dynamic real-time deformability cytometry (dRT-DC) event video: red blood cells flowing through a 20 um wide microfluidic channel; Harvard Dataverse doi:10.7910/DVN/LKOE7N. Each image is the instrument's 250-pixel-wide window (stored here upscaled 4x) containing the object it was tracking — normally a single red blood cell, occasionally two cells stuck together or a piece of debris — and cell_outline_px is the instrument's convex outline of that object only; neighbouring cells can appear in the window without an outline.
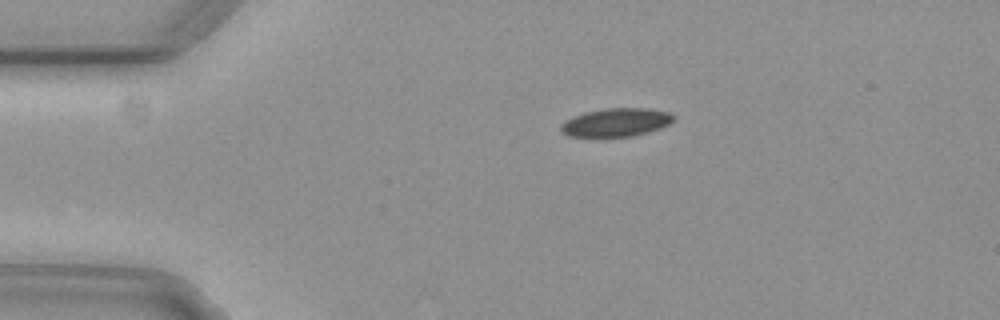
{"species": "common noctule bat (a hibernating species)", "species_latin": "Nyctalus noctula", "temperature_condition": "cold", "stored_images_in_passage": 45, "camera_frame_rate_fps": 3000, "um_per_image_px": 0.085, "animal": {"sex": "female", "body_mass_g": 29.2, "forearm_length_mm": 56.3}, "frame": {"image": 1, "passage_image": 1, "time_ms": 0.0, "image_size_px": [1000, 320], "cell_outline_px": [[676, 120], [660, 128], [632, 136], [568, 136], [560, 128], [560, 124], [564, 120], [572, 116], [584, 112], [604, 108], [648, 108], [668, 112], [676, 116]], "centroid_in_image_um": [52.37, 10.38], "position_along_channel_um": 32.6, "area_um2": 18.61}}
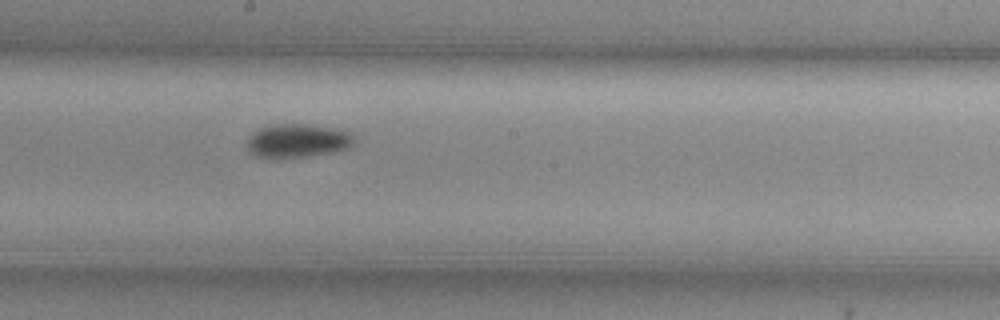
{"frame": {"image": 2, "passage_image": 20, "time_ms": 6.333, "image_size_px": [1000, 320], "cell_outline_px": [[356, 140], [348, 148], [332, 152], [312, 156], [256, 156], [248, 152], [248, 140], [252, 132], [260, 128], [272, 124], [304, 124], [340, 128], [352, 132]], "centroid_in_image_um": [25.36, 11.93], "position_along_channel_um": 222.8, "area_um2": 20.92}}
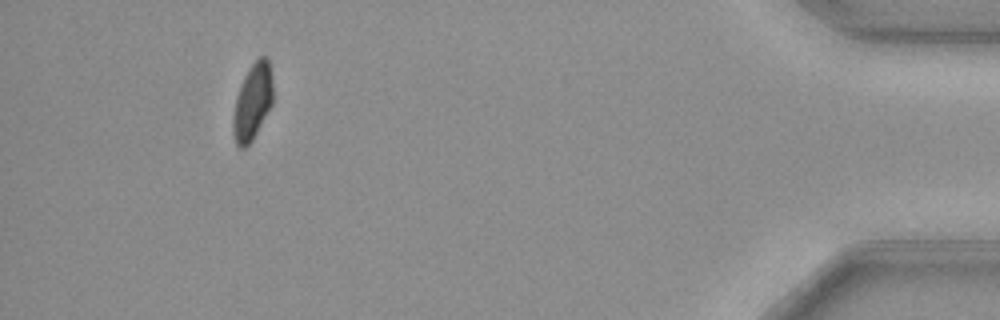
{"frame": {"image": 3, "passage_image": 41, "time_ms": 13.333, "image_size_px": [1000, 320], "cell_outline_px": [[272, 104], [252, 140], [244, 148], [240, 148], [236, 144], [232, 132], [232, 116], [236, 96], [240, 84], [248, 68], [260, 56], [264, 56], [268, 60], [272, 76]], "centroid_in_image_um": [21.44, 8.65], "position_along_channel_um": 413.8, "area_um2": 17.74}, "authors_computed_cell_mechanics": {"area_um2": 19.7098, "velocity_mm_per_s": 3.7142, "shape_relaxation_time_tau1_ms": 5.4005, "shape_relaxation_time_tau2_ms": null, "deformation_change_tau1": 0.0842, "deformation_change_tau2": null}}